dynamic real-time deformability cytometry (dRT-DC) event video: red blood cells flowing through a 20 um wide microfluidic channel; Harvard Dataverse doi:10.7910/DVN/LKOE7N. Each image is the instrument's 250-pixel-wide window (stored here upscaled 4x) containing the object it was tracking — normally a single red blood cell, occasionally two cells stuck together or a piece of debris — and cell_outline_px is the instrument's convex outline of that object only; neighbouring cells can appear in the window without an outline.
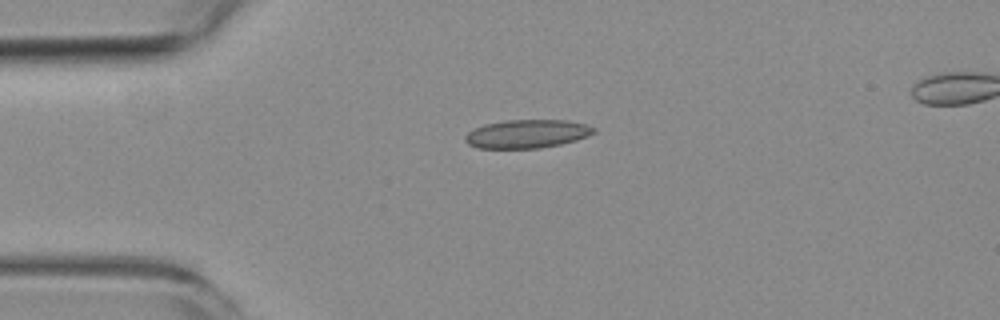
{"species": "common noctule bat (a hibernating species)", "species_latin": "Nyctalus noctula", "temperature_condition": "room temperature", "stored_images_in_passage": 6, "camera_frame_rate_fps": 3000, "um_per_image_px": 0.085, "animal": {"sex": "female", "body_mass_g": 19.3, "forearm_length_mm": 54.1}, "frame": {"image": 1, "passage_image": 3, "time_ms": 4.0, "image_size_px": [1000, 320], "cell_outline_px": [[596, 132], [588, 136], [576, 140], [560, 144], [540, 148], [476, 148], [468, 144], [464, 140], [464, 136], [468, 132], [484, 124], [504, 120], [568, 120], [584, 124], [596, 128]], "centroid_in_image_um": [44.79, 11.37], "position_along_channel_um": 40.2, "area_um2": 21.39}}
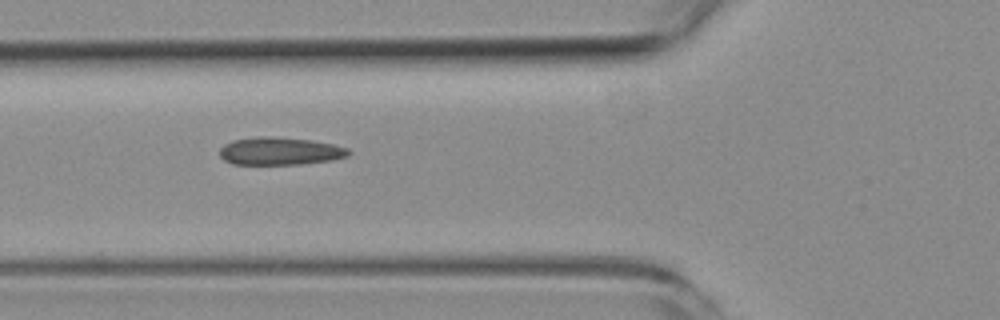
{"frame": {"image": 2, "passage_image": 5, "time_ms": 6.333, "image_size_px": [1000, 320], "cell_outline_px": [[352, 152], [348, 156], [332, 160], [300, 164], [232, 164], [224, 160], [220, 156], [220, 148], [224, 144], [232, 140], [256, 136], [268, 136], [312, 140], [332, 144], [348, 148]], "centroid_in_image_um": [23.79, 12.84], "position_along_channel_um": 102.0, "area_um2": 20.92}}
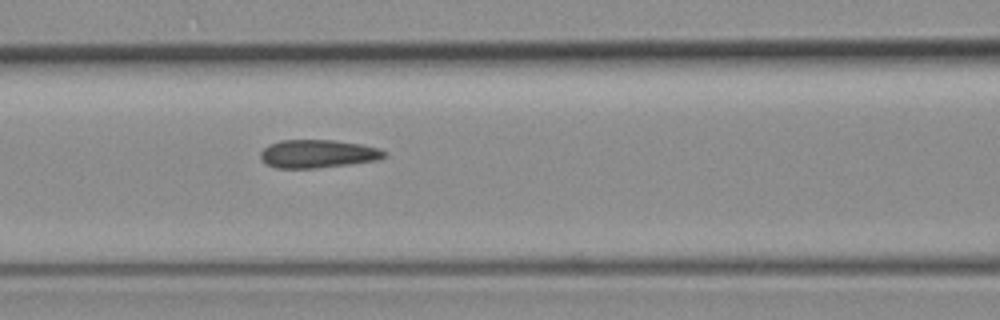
{"frame": {"image": 3, "passage_image": 6, "time_ms": 7.333, "image_size_px": [1000, 320], "cell_outline_px": [[388, 156], [380, 160], [316, 168], [276, 168], [268, 164], [260, 156], [260, 152], [264, 148], [280, 140], [332, 140], [360, 144], [380, 148], [388, 152]], "centroid_in_image_um": [27.09, 13.07], "position_along_channel_um": 139.5, "area_um2": 20.29}}